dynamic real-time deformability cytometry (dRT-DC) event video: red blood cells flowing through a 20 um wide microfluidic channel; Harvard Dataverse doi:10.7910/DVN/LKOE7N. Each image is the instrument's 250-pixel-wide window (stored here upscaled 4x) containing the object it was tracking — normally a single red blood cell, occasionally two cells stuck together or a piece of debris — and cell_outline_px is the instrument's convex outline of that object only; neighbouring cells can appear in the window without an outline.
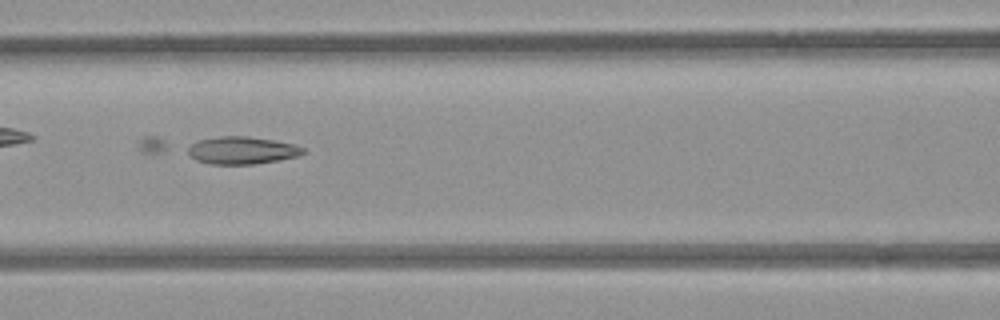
{"species": "common noctule bat (a hibernating species)", "species_latin": "Nyctalus noctula", "temperature_condition": "room temperature", "stored_images_in_passage": 31, "camera_frame_rate_fps": 3000, "um_per_image_px": 0.085, "animal": {"sex": "female", "body_mass_g": 21.9}, "frame": {"image": 1, "passage_image": 14, "time_ms": 4.333, "image_size_px": [1000, 320], "cell_outline_px": [[304, 152], [300, 156], [280, 160], [256, 164], [208, 164], [196, 160], [188, 152], [188, 148], [192, 144], [200, 140], [220, 136], [248, 136], [276, 140], [296, 144], [304, 148]], "centroid_in_image_um": [20.63, 12.78], "position_along_channel_um": 146.0, "area_um2": 18.55}}
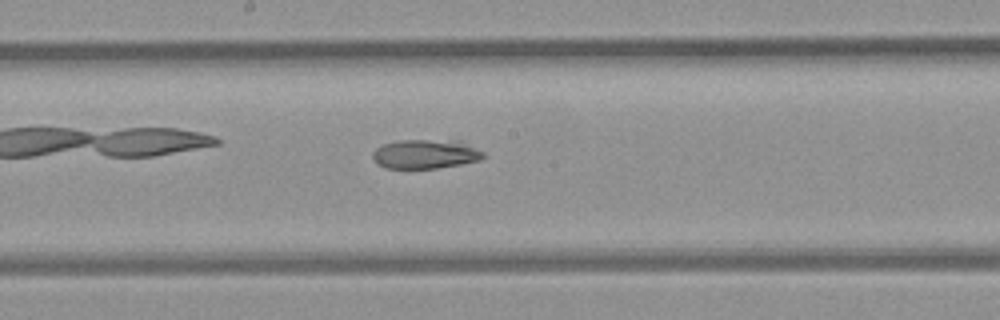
{"frame": {"image": 2, "passage_image": 19, "time_ms": 6.0, "image_size_px": [1000, 320], "cell_outline_px": [[484, 156], [480, 160], [460, 164], [436, 168], [384, 168], [376, 164], [372, 156], [372, 152], [376, 148], [384, 144], [400, 140], [460, 140], [484, 152]], "centroid_in_image_um": [36.15, 13.09], "position_along_channel_um": 212.1, "area_um2": 18.9}}